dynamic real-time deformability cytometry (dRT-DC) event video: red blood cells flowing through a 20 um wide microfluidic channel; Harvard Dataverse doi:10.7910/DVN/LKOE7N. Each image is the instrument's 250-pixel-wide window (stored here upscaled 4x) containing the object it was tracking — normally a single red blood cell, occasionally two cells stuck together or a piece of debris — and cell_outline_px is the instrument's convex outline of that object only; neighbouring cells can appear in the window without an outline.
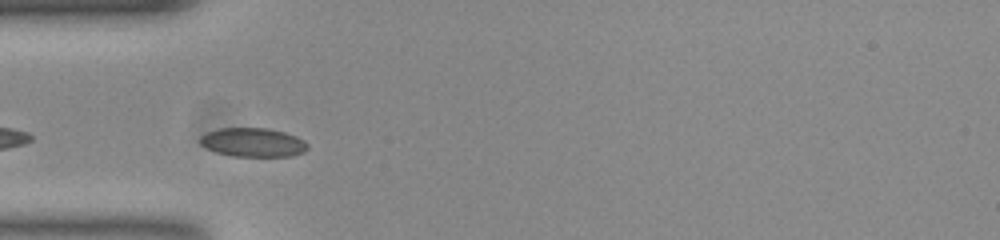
{"species": "common noctule bat (a hibernating species)", "species_latin": "Nyctalus noctula", "temperature_condition": "room temperature", "stored_images_in_passage": 41, "camera_frame_rate_fps": 3000, "um_per_image_px": 0.085, "animal": {"sex": "female", "body_mass_g": 23.0, "forearm_length_mm": 53.4}, "frame": {"image": 1, "passage_image": 3, "time_ms": 0.667, "image_size_px": [1000, 240], "cell_outline_px": [[308, 148], [304, 152], [292, 156], [232, 156], [216, 152], [200, 144], [200, 136], [208, 132], [220, 128], [264, 128], [284, 132], [296, 136], [304, 140], [308, 144]], "centroid_in_image_um": [21.52, 12.1], "position_along_channel_um": 63.5, "area_um2": 18.03}}
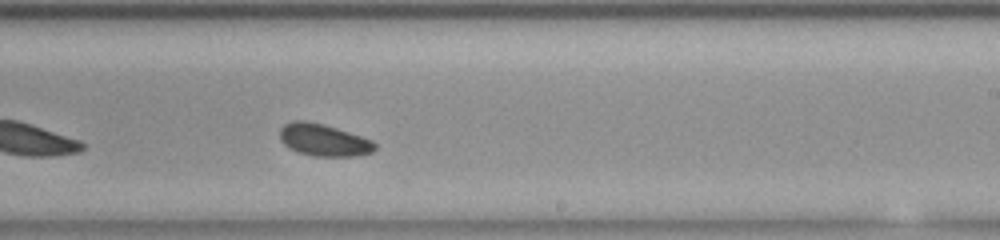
{"frame": {"image": 2, "passage_image": 19, "time_ms": 6.0, "image_size_px": [1000, 240], "cell_outline_px": [[376, 148], [372, 152], [356, 156], [312, 156], [288, 148], [280, 140], [280, 128], [284, 124], [296, 120], [304, 120], [336, 128], [372, 140], [376, 144]], "centroid_in_image_um": [27.5, 11.91], "position_along_channel_um": 261.5, "area_um2": 17.63}}
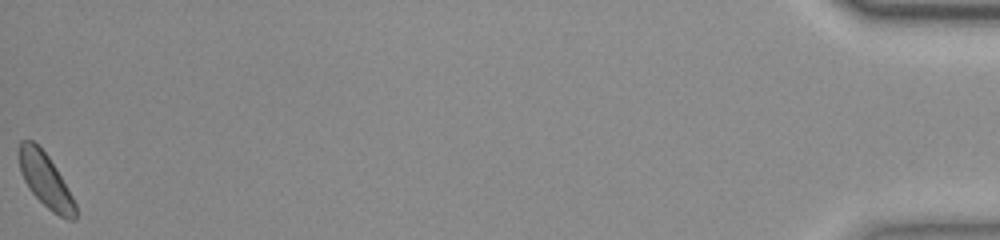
{"frame": {"image": 3, "passage_image": 41, "time_ms": 13.333, "image_size_px": [1000, 240], "cell_outline_px": [[76, 220], [68, 220], [52, 212], [28, 188], [20, 172], [20, 140], [32, 140], [48, 156], [56, 168], [68, 188], [76, 204]], "centroid_in_image_um": [3.89, 15.36], "position_along_channel_um": 431.3, "area_um2": 17.4}}